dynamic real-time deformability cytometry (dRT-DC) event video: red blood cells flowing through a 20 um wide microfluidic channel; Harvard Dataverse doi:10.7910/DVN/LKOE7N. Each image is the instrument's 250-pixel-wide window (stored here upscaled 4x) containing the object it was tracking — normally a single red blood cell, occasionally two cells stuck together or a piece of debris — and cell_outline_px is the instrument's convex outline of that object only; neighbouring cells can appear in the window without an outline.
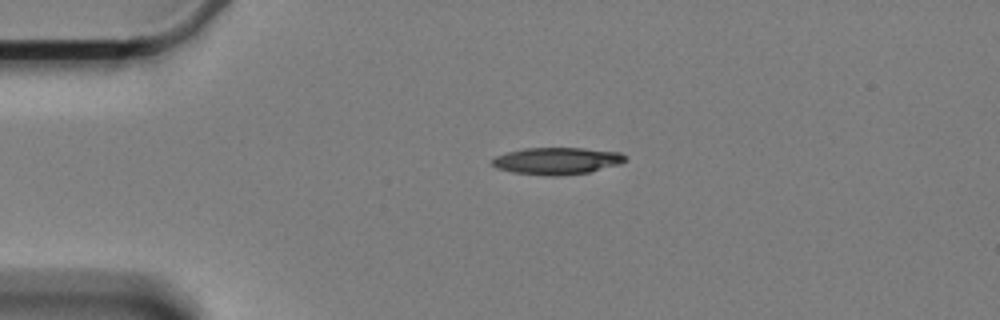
{"species": "Egyptian fruit bat (a non-hibernating species)", "species_latin": "Rousettus aegyptiacus", "temperature_condition": "cold", "stored_images_in_passage": 2, "camera_frame_rate_fps": 3000, "um_per_image_px": 0.085, "animal": {"sex": "female"}, "frame": {"image": 1, "passage_image": 1, "time_ms": 0.0, "image_size_px": [1000, 320], "cell_outline_px": [[628, 160], [620, 164], [588, 172], [556, 176], [552, 176], [512, 172], [496, 168], [492, 164], [492, 160], [496, 156], [508, 152], [524, 148], [584, 148], [620, 152], [628, 156]], "centroid_in_image_um": [47.38, 13.67], "position_along_channel_um": 37.6, "area_um2": 20.92}}